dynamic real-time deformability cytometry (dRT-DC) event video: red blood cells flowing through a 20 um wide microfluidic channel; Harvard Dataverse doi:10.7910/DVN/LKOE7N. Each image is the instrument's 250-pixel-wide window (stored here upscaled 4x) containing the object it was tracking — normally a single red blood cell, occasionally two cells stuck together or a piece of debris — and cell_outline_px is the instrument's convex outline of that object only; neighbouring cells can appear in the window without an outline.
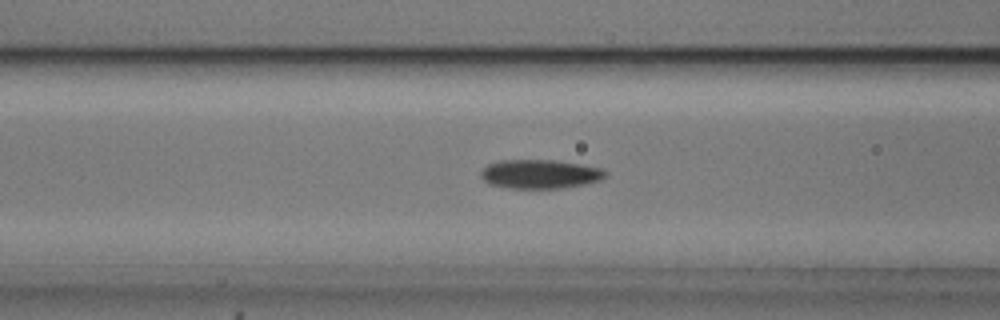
{"species": "common noctule bat (a hibernating species)", "species_latin": "Nyctalus noctula", "temperature_condition": "cold", "stored_images_in_passage": 47, "camera_frame_rate_fps": 3000, "um_per_image_px": 0.085, "animal": {"sex": "male", "body_mass_g": 20.5, "forearm_length_mm": 52.5}, "frame": {"image": 1, "passage_image": 20, "time_ms": 6.333, "image_size_px": [1000, 320], "cell_outline_px": [[608, 176], [600, 180], [584, 184], [560, 188], [508, 188], [488, 184], [480, 176], [480, 172], [488, 164], [500, 160], [556, 160], [580, 164], [600, 168], [608, 172]], "centroid_in_image_um": [45.89, 14.79], "position_along_channel_um": 120.7, "area_um2": 21.1}}
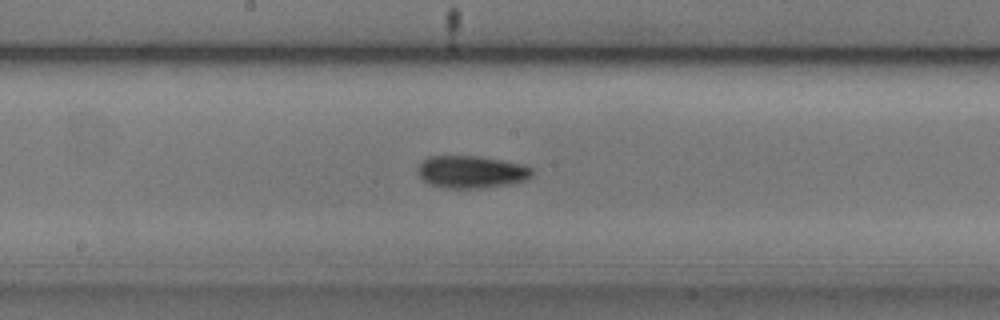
{"frame": {"image": 2, "passage_image": 27, "time_ms": 8.667, "image_size_px": [1000, 320], "cell_outline_px": [[536, 172], [532, 176], [524, 180], [504, 184], [480, 188], [444, 188], [428, 184], [420, 176], [420, 164], [428, 156], [480, 156], [520, 164], [532, 168]], "centroid_in_image_um": [40.07, 14.61], "position_along_channel_um": 208.1, "area_um2": 21.27}}
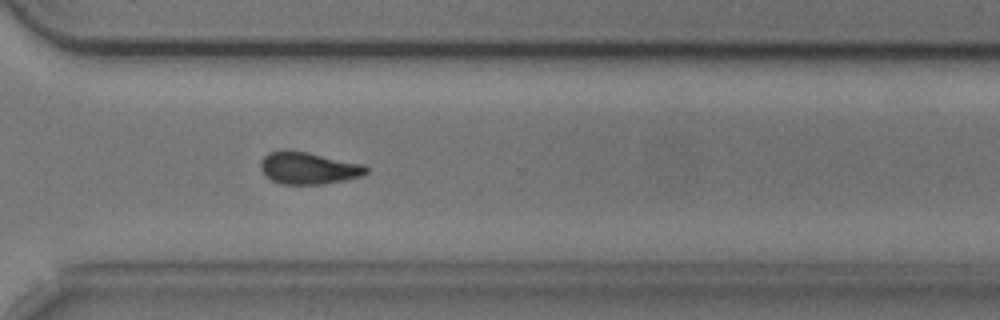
{"frame": {"image": 3, "passage_image": 38, "time_ms": 12.333, "image_size_px": [1000, 320], "cell_outline_px": [[368, 172], [360, 176], [344, 180], [324, 184], [280, 184], [264, 176], [260, 168], [260, 160], [268, 152], [284, 148], [288, 148], [308, 152], [364, 164], [368, 168]], "centroid_in_image_um": [26.16, 14.26], "position_along_channel_um": 344.4, "area_um2": 20.17}, "authors_computed_cell_mechanics": {"area_um2": 20.4034, "velocity_mm_per_s": 3.7365, "shape_relaxation_time_tau1_ms": 2.8052, "shape_relaxation_time_tau2_ms": 7.9614, "deformation_change_tau1": 0.0975, "deformation_change_tau2": 0.1228}}